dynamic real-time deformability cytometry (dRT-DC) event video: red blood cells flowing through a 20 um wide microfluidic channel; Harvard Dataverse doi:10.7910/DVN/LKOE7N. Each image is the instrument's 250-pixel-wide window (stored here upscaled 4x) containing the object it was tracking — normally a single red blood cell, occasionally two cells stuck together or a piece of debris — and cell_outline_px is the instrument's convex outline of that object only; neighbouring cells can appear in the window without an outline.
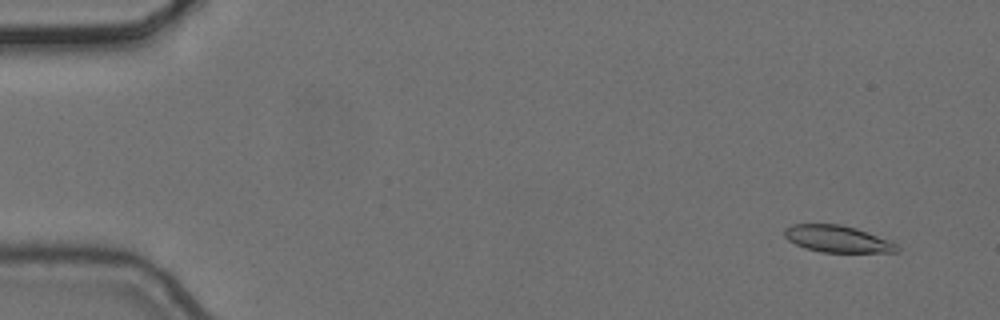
{"species": "common noctule bat (a hibernating species)", "species_latin": "Nyctalus noctula", "temperature_condition": "cold", "stored_images_in_passage": 5, "camera_frame_rate_fps": 3000, "um_per_image_px": 0.085, "animal": {"sex": "female", "body_mass_g": 24.6, "forearm_length_mm": 56.2}, "frame": {"image": 1, "passage_image": 1, "time_ms": 0.0, "image_size_px": [1000, 320], "cell_outline_px": [[900, 248], [896, 252], [820, 252], [804, 248], [788, 240], [784, 236], [784, 228], [792, 224], [840, 224], [856, 228], [892, 240]], "centroid_in_image_um": [71.19, 20.3], "position_along_channel_um": 13.8, "area_um2": 17.74}}
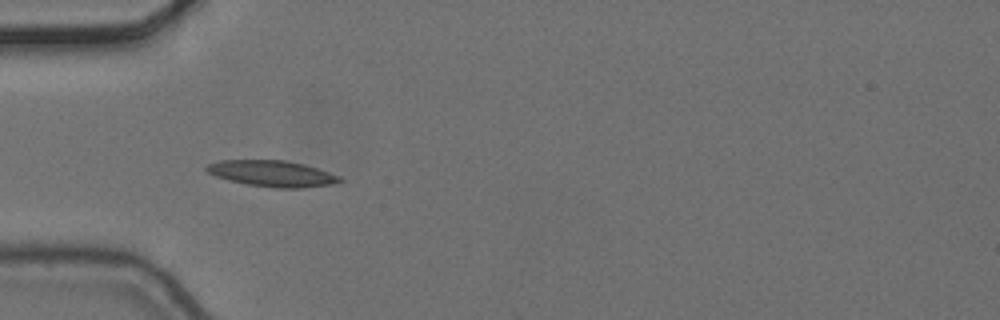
{"frame": {"image": 2, "passage_image": 5, "time_ms": 1.333, "image_size_px": [1000, 320], "cell_outline_px": [[344, 180], [332, 184], [300, 188], [276, 188], [248, 184], [228, 180], [216, 176], [208, 172], [204, 168], [208, 164], [220, 160], [284, 160], [304, 164], [340, 176]], "centroid_in_image_um": [23.12, 14.75], "position_along_channel_um": 61.9, "area_um2": 20.11}}